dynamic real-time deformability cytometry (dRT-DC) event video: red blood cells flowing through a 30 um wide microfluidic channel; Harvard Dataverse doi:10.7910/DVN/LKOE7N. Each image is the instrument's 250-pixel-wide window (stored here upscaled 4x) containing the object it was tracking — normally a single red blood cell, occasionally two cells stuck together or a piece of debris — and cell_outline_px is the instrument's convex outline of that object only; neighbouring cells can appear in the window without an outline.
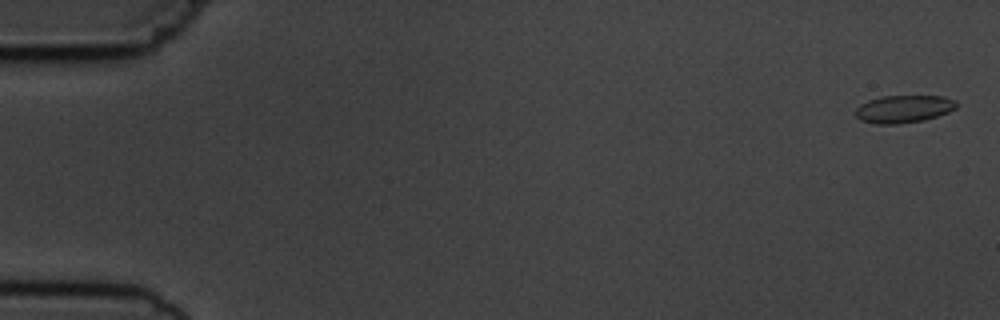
{"species": "common noctule bat (a hibernating species)", "species_latin": "Nyctalus noctula", "temperature_condition": "cold", "stored_images_in_passage": 6, "camera_frame_rate_fps": 3000, "um_per_image_px": 0.085, "animal": {"sex": "male", "body_mass_g": 19.5, "forearm_length_mm": 54.6}, "frame": {"image": 1, "passage_image": 1, "time_ms": 0.0, "image_size_px": [1000, 320], "cell_outline_px": [[960, 104], [956, 108], [948, 112], [924, 120], [896, 124], [876, 124], [860, 120], [856, 116], [856, 108], [860, 104], [868, 100], [884, 96], [944, 96], [956, 100]], "centroid_in_image_um": [76.84, 9.26], "position_along_channel_um": 8.2, "area_um2": 16.3}}
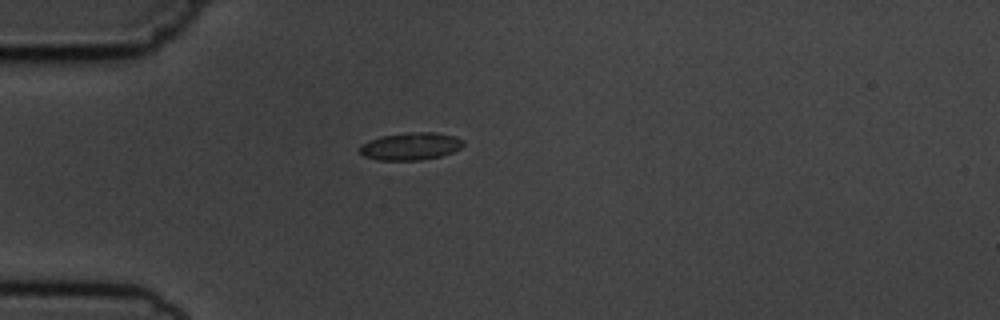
{"frame": {"image": 2, "passage_image": 5, "time_ms": 4.667, "image_size_px": [1000, 320], "cell_outline_px": [[464, 144], [460, 148], [452, 152], [440, 156], [420, 160], [380, 160], [364, 156], [360, 152], [360, 148], [364, 144], [380, 136], [408, 132], [436, 132], [456, 136], [464, 140]], "centroid_in_image_um": [34.96, 12.42], "position_along_channel_um": 50.0, "area_um2": 16.47}}